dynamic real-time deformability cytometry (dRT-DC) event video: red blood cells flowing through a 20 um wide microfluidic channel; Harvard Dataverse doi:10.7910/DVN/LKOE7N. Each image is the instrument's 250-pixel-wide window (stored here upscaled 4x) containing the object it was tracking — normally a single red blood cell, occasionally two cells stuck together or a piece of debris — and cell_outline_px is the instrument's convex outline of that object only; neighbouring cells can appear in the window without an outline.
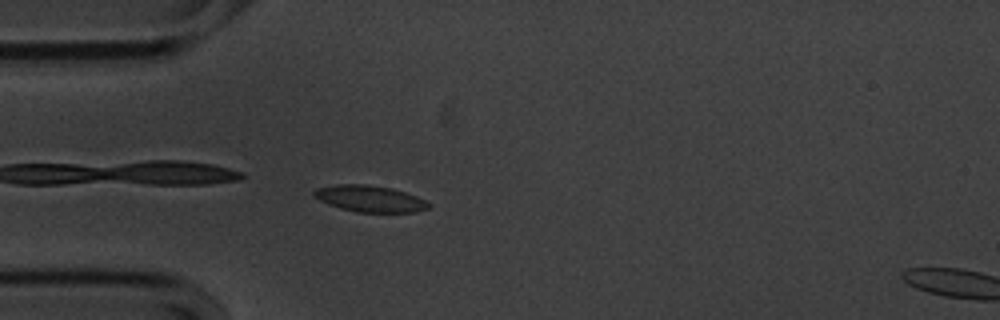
{"species": "common noctule bat (a hibernating species)", "species_latin": "Nyctalus noctula", "temperature_condition": "cold", "stored_images_in_passage": 41, "camera_frame_rate_fps": 3000, "um_per_image_px": 0.085, "animal": {"sex": "male", "body_mass_g": 20.1, "forearm_length_mm": 53.5}, "frame": {"image": 1, "passage_image": 1, "time_ms": 0.0, "image_size_px": [1000, 320], "cell_outline_px": [[432, 204], [428, 208], [416, 212], [356, 212], [340, 208], [328, 204], [312, 196], [312, 192], [316, 188], [336, 184], [368, 184], [392, 188], [416, 196]], "centroid_in_image_um": [31.41, 16.88], "position_along_channel_um": 53.6, "area_um2": 17.74}}
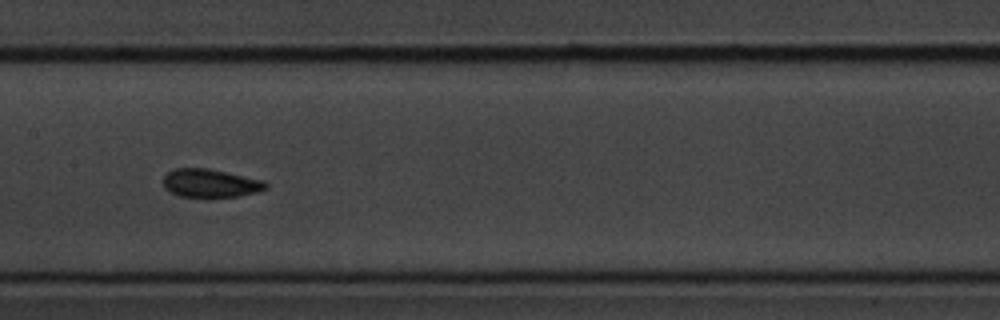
{"frame": {"image": 2, "passage_image": 13, "time_ms": 4.0, "image_size_px": [1000, 320], "cell_outline_px": [[268, 188], [256, 192], [240, 196], [208, 200], [180, 196], [164, 188], [164, 176], [168, 172], [176, 168], [208, 168], [264, 180], [268, 184]], "centroid_in_image_um": [17.91, 15.61], "position_along_channel_um": 189.5, "area_um2": 17.57}}
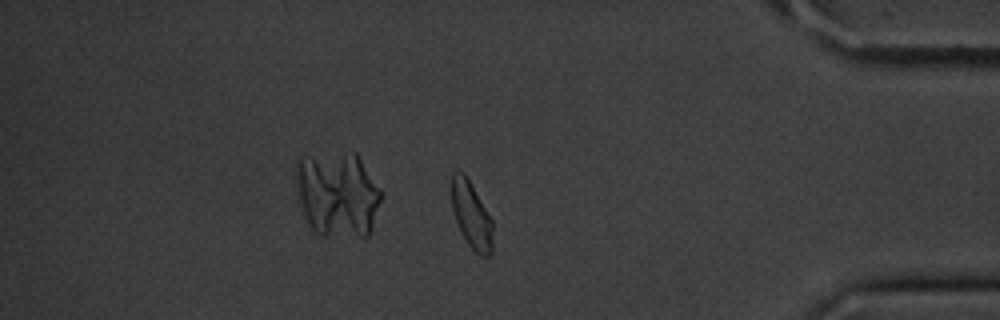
{"frame": {"image": 3, "passage_image": 33, "time_ms": 10.667, "image_size_px": [1000, 320], "cell_outline_px": [[492, 252], [488, 256], [480, 256], [468, 244], [460, 232], [452, 208], [452, 172], [464, 172], [492, 220]], "centroid_in_image_um": [40.07, 18.31], "position_along_channel_um": 395.1, "area_um2": 15.72}, "authors_computed_cell_mechanics": {"area_um2": 17.1088, "velocity_mm_per_s": 3.5413, "shape_relaxation_time_tau1_ms": 3.0083, "shape_relaxation_time_tau2_ms": 1.1015, "deformation_change_tau1": 0.074, "deformation_change_tau2": 0.0501}}